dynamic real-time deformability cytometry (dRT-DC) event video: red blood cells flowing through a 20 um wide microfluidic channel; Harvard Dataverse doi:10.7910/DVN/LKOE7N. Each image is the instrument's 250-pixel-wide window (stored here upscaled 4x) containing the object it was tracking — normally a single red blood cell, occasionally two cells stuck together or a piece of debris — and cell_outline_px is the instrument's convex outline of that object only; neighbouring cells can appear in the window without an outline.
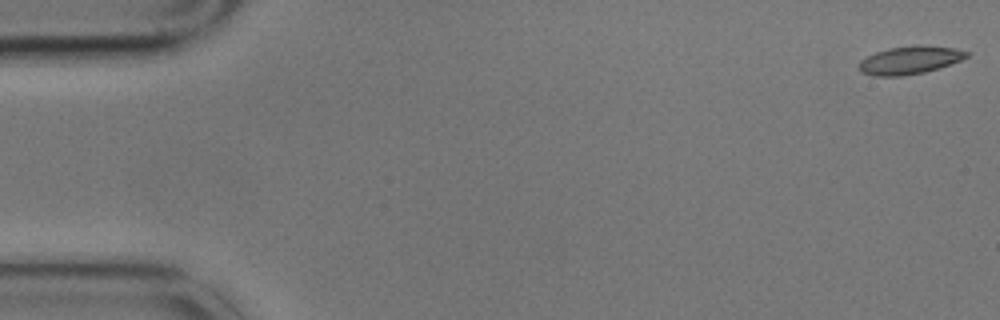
{"species": "common noctule bat (a hibernating species)", "species_latin": "Nyctalus noctula", "temperature_condition": "cold", "stored_images_in_passage": 9, "camera_frame_rate_fps": 3000, "um_per_image_px": 0.085, "animal": {"sex": "male", "body_mass_g": 17.9}, "frame": {"image": 1, "passage_image": 1, "time_ms": 0.0, "image_size_px": [1000, 320], "cell_outline_px": [[968, 56], [960, 60], [940, 68], [924, 72], [904, 76], [872, 76], [860, 72], [860, 60], [876, 52], [888, 48], [916, 44], [920, 44], [952, 48], [968, 52]], "centroid_in_image_um": [77.31, 5.11], "position_along_channel_um": 7.7, "area_um2": 17.57}}
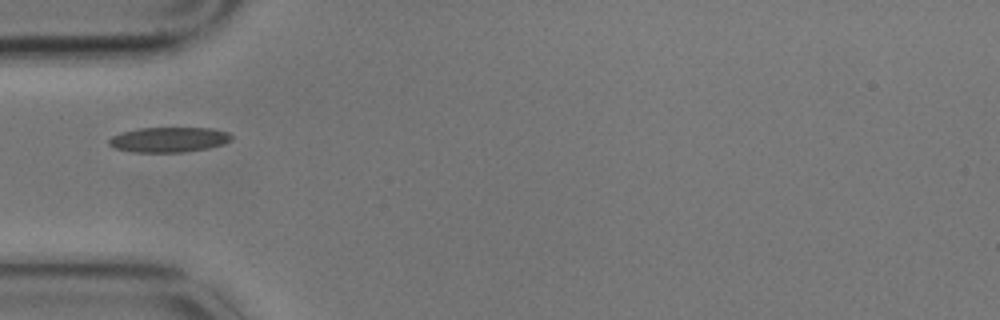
{"frame": {"image": 2, "passage_image": 6, "time_ms": 1.667, "image_size_px": [1000, 320], "cell_outline_px": [[232, 140], [224, 144], [208, 148], [180, 152], [132, 152], [116, 148], [108, 144], [108, 140], [112, 136], [120, 132], [140, 128], [212, 128], [228, 132], [232, 136]], "centroid_in_image_um": [14.35, 11.86], "position_along_channel_um": 70.6, "area_um2": 17.92}}
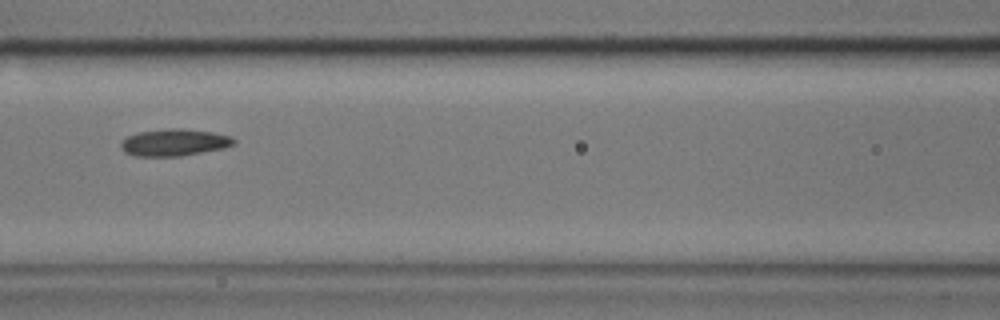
{"frame": {"image": 3, "passage_image": 8, "time_ms": 2.333, "image_size_px": [1000, 320], "cell_outline_px": [[236, 144], [224, 148], [180, 156], [136, 156], [124, 152], [120, 148], [120, 144], [128, 136], [136, 132], [168, 128], [180, 128], [212, 132], [232, 136], [236, 140]], "centroid_in_image_um": [14.82, 12.1], "position_along_channel_um": 151.8, "area_um2": 17.86}}